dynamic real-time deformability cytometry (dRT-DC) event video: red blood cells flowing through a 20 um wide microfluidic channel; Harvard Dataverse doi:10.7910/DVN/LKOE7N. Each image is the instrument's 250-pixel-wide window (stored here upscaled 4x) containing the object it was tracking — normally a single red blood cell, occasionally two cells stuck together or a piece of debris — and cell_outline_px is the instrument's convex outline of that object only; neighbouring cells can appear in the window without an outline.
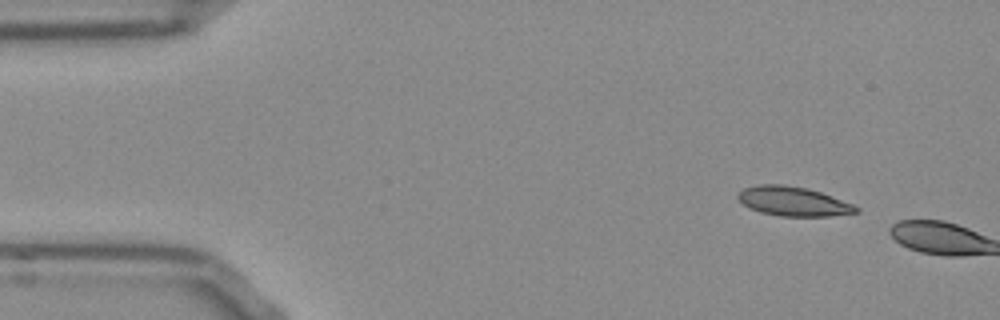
{"species": "Egyptian fruit bat (a non-hibernating species)", "species_latin": "Rousettus aegyptiacus", "temperature_condition": "room temperature", "stored_images_in_passage": 2, "camera_frame_rate_fps": 3000, "um_per_image_px": 0.085, "frame": {"image": 1, "passage_image": 1, "time_ms": 0.0, "image_size_px": [1000, 320], "cell_outline_px": [[860, 212], [828, 216], [780, 216], [760, 212], [748, 208], [736, 196], [744, 188], [760, 184], [784, 184], [808, 188], [832, 196], [852, 204], [860, 208]], "centroid_in_image_um": [67.43, 17.11], "position_along_channel_um": 17.6, "area_um2": 20.17}}